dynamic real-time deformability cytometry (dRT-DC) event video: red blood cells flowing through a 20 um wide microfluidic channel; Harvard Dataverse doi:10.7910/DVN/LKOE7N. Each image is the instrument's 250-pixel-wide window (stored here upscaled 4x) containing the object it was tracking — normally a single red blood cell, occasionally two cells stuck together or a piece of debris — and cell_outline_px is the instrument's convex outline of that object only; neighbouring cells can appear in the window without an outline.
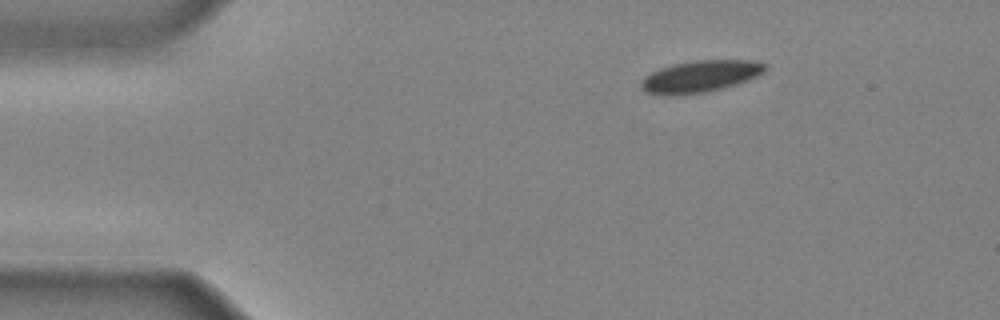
{"species": "common noctule bat (a hibernating species)", "species_latin": "Nyctalus noctula", "temperature_condition": "cold", "stored_images_in_passage": 34, "camera_frame_rate_fps": 3000, "um_per_image_px": 0.085, "animal": {"sex": "male", "body_mass_g": 20.4}, "frame": {"image": 1, "passage_image": 1, "time_ms": 0.0, "image_size_px": [1000, 320], "cell_outline_px": [[768, 68], [764, 72], [748, 80], [736, 84], [708, 92], [680, 96], [668, 96], [644, 92], [640, 88], [640, 84], [644, 76], [660, 68], [672, 64], [696, 60], [748, 60], [768, 64]], "centroid_in_image_um": [59.49, 6.51], "position_along_channel_um": 25.5, "area_um2": 23.35}}
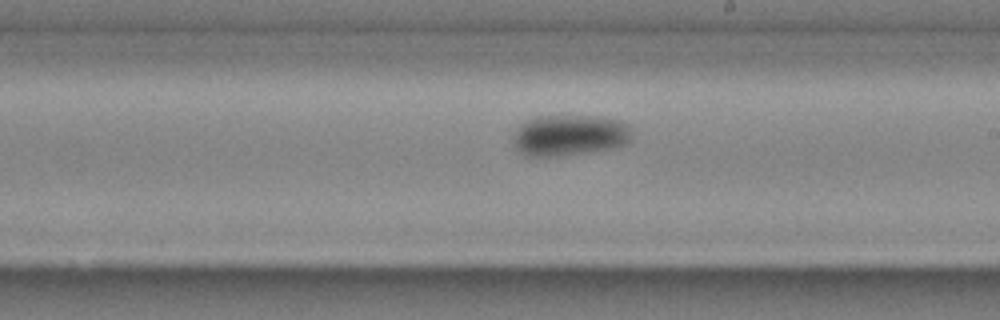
{"frame": {"image": 2, "passage_image": 20, "time_ms": 6.333, "image_size_px": [1000, 320], "cell_outline_px": [[628, 140], [624, 144], [612, 148], [588, 152], [556, 156], [528, 156], [520, 152], [516, 148], [512, 136], [520, 124], [524, 120], [536, 116], [600, 116], [620, 120], [628, 124]], "centroid_in_image_um": [48.34, 11.48], "position_along_channel_um": 240.7, "area_um2": 28.26}}
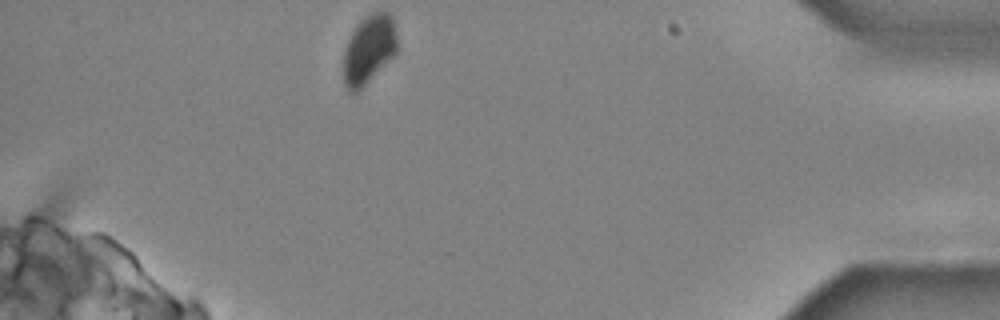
{"frame": {"image": 3, "passage_image": 34, "time_ms": 11.0, "image_size_px": [1000, 320], "cell_outline_px": [[396, 52], [356, 92], [352, 92], [344, 84], [344, 48], [356, 24], [364, 16], [372, 12], [388, 12], [392, 16], [396, 36]], "centroid_in_image_um": [31.33, 4.13], "position_along_channel_um": 403.9, "area_um2": 20.92}}